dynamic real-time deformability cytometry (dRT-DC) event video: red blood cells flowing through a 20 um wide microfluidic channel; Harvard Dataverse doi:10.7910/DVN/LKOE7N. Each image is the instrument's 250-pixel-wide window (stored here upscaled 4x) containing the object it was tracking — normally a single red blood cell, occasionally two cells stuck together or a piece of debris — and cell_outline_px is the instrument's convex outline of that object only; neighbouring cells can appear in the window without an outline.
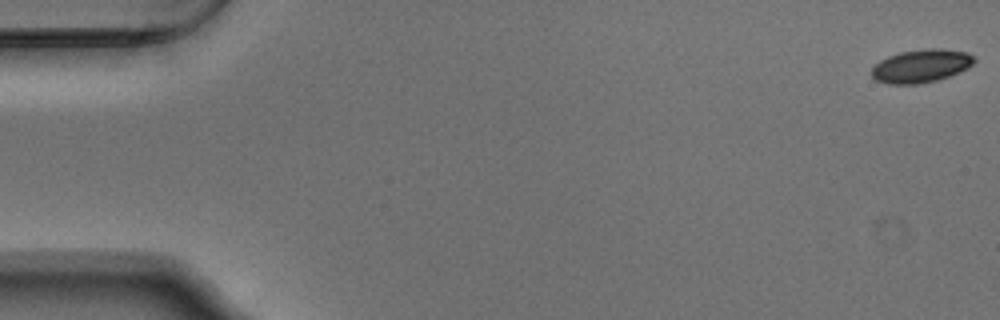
{"species": "Egyptian fruit bat (a non-hibernating species)", "species_latin": "Rousettus aegyptiacus", "temperature_condition": "warm", "stored_images_in_passage": 54, "camera_frame_rate_fps": 3000, "um_per_image_px": 0.085, "animal": {"sex": "male"}, "frame": {"image": 1, "passage_image": 1, "time_ms": 0.0, "image_size_px": [1000, 320], "cell_outline_px": [[976, 60], [968, 68], [948, 76], [936, 80], [916, 84], [888, 84], [876, 80], [872, 76], [872, 68], [880, 60], [888, 56], [900, 52], [924, 48], [940, 48], [968, 52], [976, 56]], "centroid_in_image_um": [78.31, 5.59], "position_along_channel_um": 6.7, "area_um2": 19.88}}
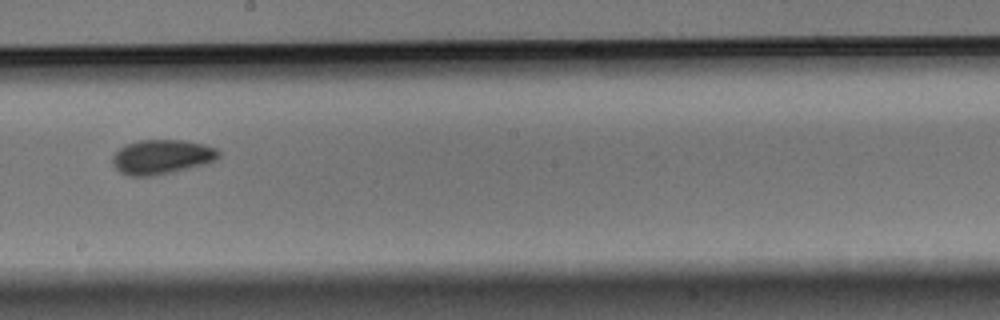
{"frame": {"image": 2, "passage_image": 31, "time_ms": 10.0, "image_size_px": [1000, 320], "cell_outline_px": [[220, 156], [216, 160], [208, 164], [172, 172], [152, 176], [128, 176], [120, 172], [112, 164], [112, 156], [124, 144], [140, 140], [184, 140], [204, 144], [216, 148], [220, 152]], "centroid_in_image_um": [13.76, 13.34], "position_along_channel_um": 234.4, "area_um2": 21.62}}
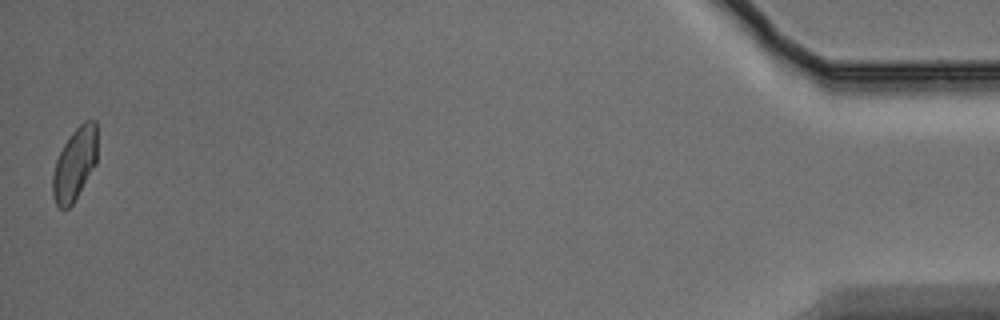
{"frame": {"image": 3, "passage_image": 54, "time_ms": 17.667, "image_size_px": [1000, 320], "cell_outline_px": [[96, 164], [72, 204], [68, 208], [60, 208], [56, 204], [52, 196], [52, 176], [56, 160], [64, 144], [72, 132], [84, 120], [96, 120]], "centroid_in_image_um": [6.34, 13.94], "position_along_channel_um": 428.9, "area_um2": 18.67}, "authors_computed_cell_mechanics": {"area_um2": 20.2589, "velocity_mm_per_s": 3.7406, "shape_relaxation_time_tau1_ms": 2.3639, "shape_relaxation_time_tau2_ms": 6.6302, "deformation_change_tau1": 0.0874, "deformation_change_tau2": 0.0889}}